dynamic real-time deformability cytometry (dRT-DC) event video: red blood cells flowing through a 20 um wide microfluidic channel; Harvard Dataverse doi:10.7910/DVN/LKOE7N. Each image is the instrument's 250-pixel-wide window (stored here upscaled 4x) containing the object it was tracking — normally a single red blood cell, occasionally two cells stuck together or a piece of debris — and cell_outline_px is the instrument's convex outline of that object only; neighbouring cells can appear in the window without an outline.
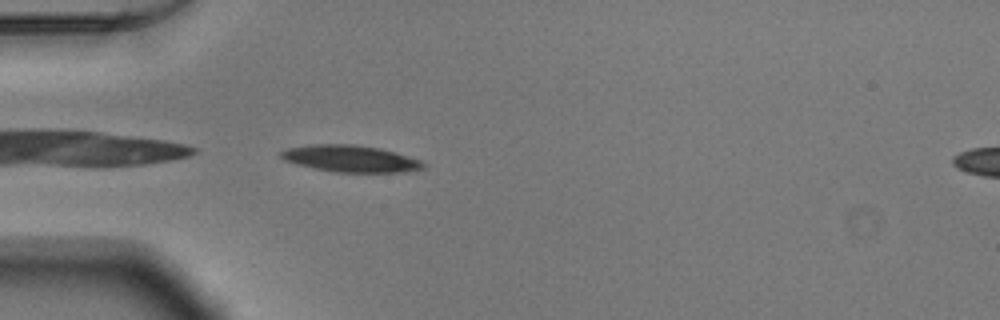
{"species": "Egyptian fruit bat (a non-hibernating species)", "species_latin": "Rousettus aegyptiacus", "temperature_condition": "warm", "stored_images_in_passage": 37, "camera_frame_rate_fps": 3000, "um_per_image_px": 0.085, "animal": {"sex": "male"}, "frame": {"image": 1, "passage_image": 1, "time_ms": 0.0, "image_size_px": [1000, 320], "cell_outline_px": [[428, 164], [424, 168], [400, 172], [336, 172], [296, 164], [284, 160], [280, 156], [280, 152], [288, 148], [312, 144], [352, 144], [380, 148], [420, 160]], "centroid_in_image_um": [29.79, 13.48], "position_along_channel_um": 55.2, "area_um2": 21.96}}
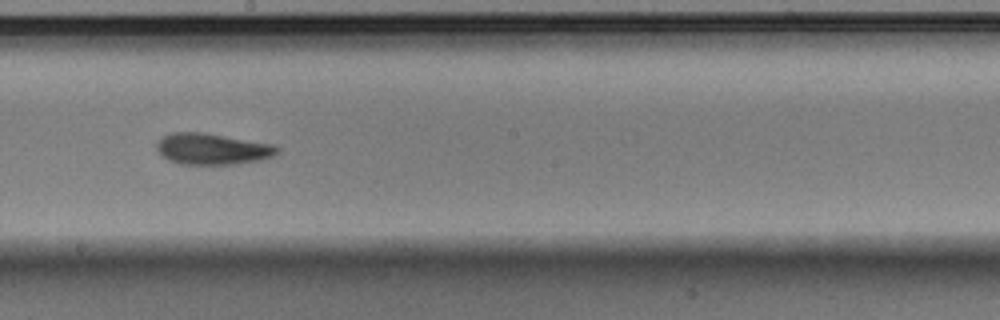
{"frame": {"image": 2, "passage_image": 15, "time_ms": 4.667, "image_size_px": [1000, 320], "cell_outline_px": [[280, 152], [272, 156], [260, 160], [236, 164], [180, 164], [168, 160], [156, 148], [156, 140], [160, 136], [172, 132], [204, 132], [272, 144], [280, 148]], "centroid_in_image_um": [18.02, 12.65], "position_along_channel_um": 230.2, "area_um2": 22.08}}
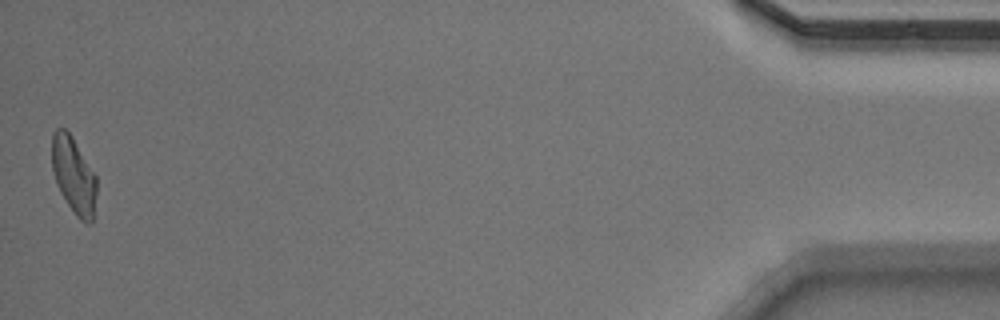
{"frame": {"image": 3, "passage_image": 37, "time_ms": 12.0, "image_size_px": [1000, 320], "cell_outline_px": [[96, 192], [92, 224], [88, 224], [80, 220], [76, 216], [60, 192], [56, 184], [52, 168], [52, 132], [56, 128], [64, 128], [72, 136], [96, 176]], "centroid_in_image_um": [6.25, 14.9], "position_along_channel_um": 428.9, "area_um2": 19.88}, "authors_computed_cell_mechanics": {"area_um2": 21.2126, "velocity_mm_per_s": 3.9078, "shape_relaxation_time_tau1_ms": 2.4616, "shape_relaxation_time_tau2_ms": 3.3303, "deformation_change_tau1": 0.1384, "deformation_change_tau2": 0.1189}}